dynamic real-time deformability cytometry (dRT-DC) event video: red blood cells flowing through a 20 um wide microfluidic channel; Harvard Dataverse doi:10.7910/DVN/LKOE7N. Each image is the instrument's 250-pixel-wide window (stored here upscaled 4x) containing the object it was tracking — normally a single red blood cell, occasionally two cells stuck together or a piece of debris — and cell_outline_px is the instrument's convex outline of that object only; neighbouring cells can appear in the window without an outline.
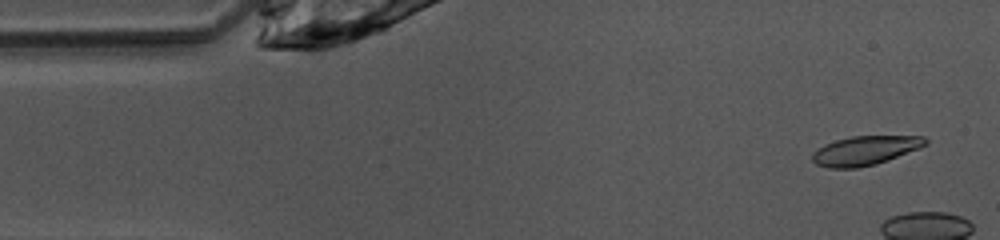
{"species": "common noctule bat (a hibernating species)", "species_latin": "Nyctalus noctula", "temperature_condition": "warm", "stored_images_in_passage": 12, "camera_frame_rate_fps": 3000, "um_per_image_px": 0.085, "animal": {"sex": "female", "body_mass_g": 10.0, "forearm_length_mm": 53.1}, "frame": {"image": 1, "passage_image": 2, "time_ms": 0.333, "image_size_px": [1000, 240], "cell_outline_px": [[928, 144], [920, 148], [876, 164], [856, 168], [828, 168], [816, 164], [812, 160], [812, 152], [824, 144], [836, 140], [852, 136], [924, 136], [928, 140]], "centroid_in_image_um": [73.52, 12.79], "position_along_channel_um": 11.5, "area_um2": 19.25}}
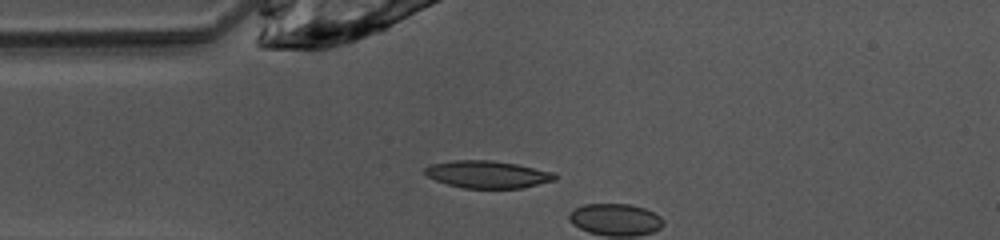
{"frame": {"image": 2, "passage_image": 10, "time_ms": 3.0, "image_size_px": [1000, 240], "cell_outline_px": [[556, 180], [524, 188], [464, 188], [448, 184], [436, 180], [428, 176], [424, 172], [424, 168], [432, 164], [456, 160], [492, 160], [516, 164], [556, 172]], "centroid_in_image_um": [41.49, 14.82], "position_along_channel_um": 43.5, "area_um2": 20.69}}